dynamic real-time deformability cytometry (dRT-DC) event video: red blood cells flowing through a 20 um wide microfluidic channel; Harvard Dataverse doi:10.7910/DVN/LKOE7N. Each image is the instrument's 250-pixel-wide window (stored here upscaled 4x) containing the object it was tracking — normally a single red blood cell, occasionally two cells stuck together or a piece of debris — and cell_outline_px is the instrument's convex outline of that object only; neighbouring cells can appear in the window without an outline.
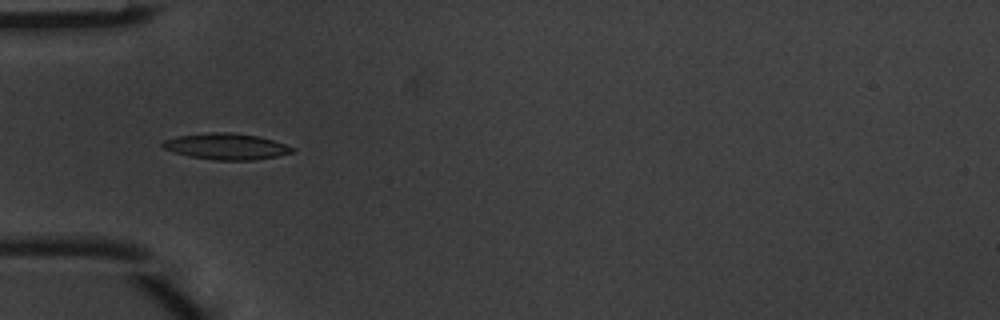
{"species": "common noctule bat (a hibernating species)", "species_latin": "Nyctalus noctula", "temperature_condition": "warm", "stored_images_in_passage": 4, "camera_frame_rate_fps": 3000, "um_per_image_px": 0.085, "animal": {"sex": "male", "body_mass_g": 20.1, "forearm_length_mm": 53.5}, "frame": {"image": 1, "passage_image": 4, "time_ms": 1.0, "image_size_px": [1000, 320], "cell_outline_px": [[296, 152], [256, 160], [212, 160], [188, 156], [172, 152], [164, 148], [160, 144], [164, 140], [176, 136], [208, 132], [232, 132], [256, 136], [272, 140], [296, 148]], "centroid_in_image_um": [19.21, 12.45], "position_along_channel_um": 65.8, "area_um2": 19.94}}